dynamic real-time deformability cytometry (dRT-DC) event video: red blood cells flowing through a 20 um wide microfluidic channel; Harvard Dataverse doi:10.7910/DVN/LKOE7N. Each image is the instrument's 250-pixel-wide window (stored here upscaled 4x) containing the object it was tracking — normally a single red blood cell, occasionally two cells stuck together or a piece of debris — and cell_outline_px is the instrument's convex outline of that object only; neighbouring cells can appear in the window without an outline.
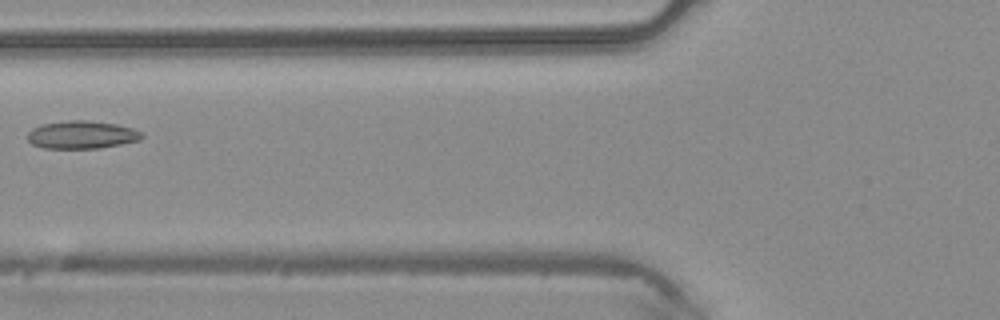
{"species": "common noctule bat (a hibernating species)", "species_latin": "Nyctalus noctula", "temperature_condition": "warm", "stored_images_in_passage": 3, "camera_frame_rate_fps": 3000, "um_per_image_px": 0.085, "animal": {"sex": "male", "body_mass_g": 20.4}, "frame": {"image": 1, "passage_image": 3, "time_ms": 0.667, "image_size_px": [1000, 320], "cell_outline_px": [[144, 136], [140, 140], [100, 148], [44, 148], [32, 144], [28, 140], [28, 132], [32, 128], [40, 124], [68, 120], [88, 120], [116, 124], [132, 128], [140, 132]], "centroid_in_image_um": [6.93, 11.45], "position_along_channel_um": 118.9, "area_um2": 18.55}}